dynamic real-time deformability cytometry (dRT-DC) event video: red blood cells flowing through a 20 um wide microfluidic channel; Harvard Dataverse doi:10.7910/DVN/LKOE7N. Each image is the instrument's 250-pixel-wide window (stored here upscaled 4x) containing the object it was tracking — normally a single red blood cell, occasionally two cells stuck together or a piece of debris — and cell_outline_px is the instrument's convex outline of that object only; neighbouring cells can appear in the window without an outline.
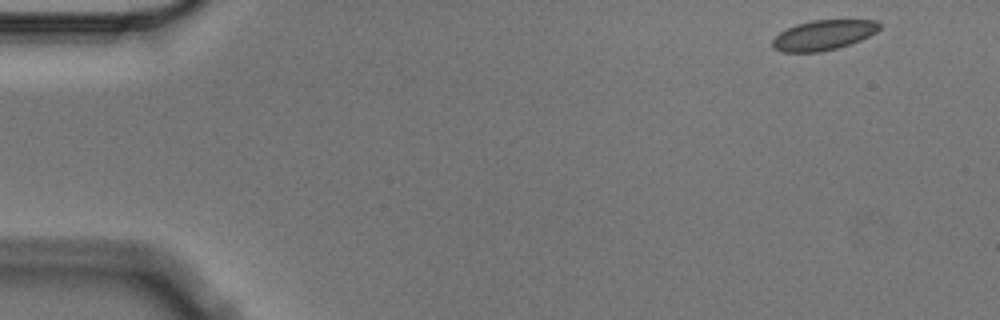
{"species": "Egyptian fruit bat (a non-hibernating species)", "species_latin": "Rousettus aegyptiacus", "temperature_condition": "cold", "stored_images_in_passage": 7, "camera_frame_rate_fps": 3000, "um_per_image_px": 0.085, "animal": {"sex": "male"}, "frame": {"image": 1, "passage_image": 1, "time_ms": 0.0, "image_size_px": [1000, 320], "cell_outline_px": [[880, 28], [876, 32], [860, 40], [836, 48], [820, 52], [780, 52], [772, 48], [772, 40], [780, 32], [796, 24], [812, 20], [876, 20], [880, 24]], "centroid_in_image_um": [69.96, 2.98], "position_along_channel_um": 15.0, "area_um2": 18.61}}
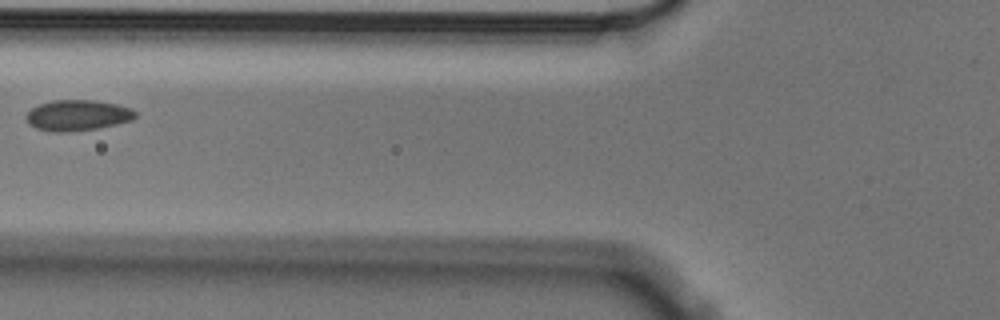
{"frame": {"image": 2, "passage_image": 6, "time_ms": 1.667, "image_size_px": [1000, 320], "cell_outline_px": [[136, 116], [132, 120], [116, 124], [96, 128], [64, 132], [52, 132], [36, 128], [28, 124], [24, 116], [32, 108], [40, 104], [52, 100], [92, 100], [116, 104], [132, 108], [136, 112]], "centroid_in_image_um": [6.57, 9.8], "position_along_channel_um": 119.2, "area_um2": 19.54}}
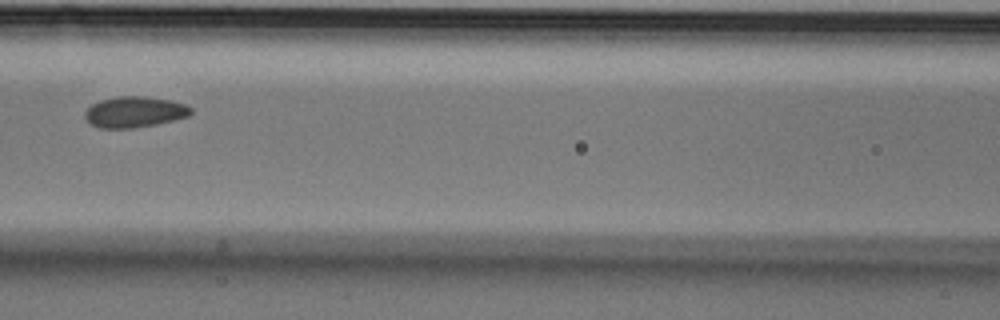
{"frame": {"image": 3, "passage_image": 7, "time_ms": 2.0, "image_size_px": [1000, 320], "cell_outline_px": [[192, 112], [188, 116], [156, 124], [132, 128], [100, 128], [92, 124], [84, 116], [84, 112], [92, 104], [100, 100], [120, 96], [144, 96], [168, 100], [184, 104], [192, 108]], "centroid_in_image_um": [11.42, 9.51], "position_along_channel_um": 155.2, "area_um2": 18.84}}